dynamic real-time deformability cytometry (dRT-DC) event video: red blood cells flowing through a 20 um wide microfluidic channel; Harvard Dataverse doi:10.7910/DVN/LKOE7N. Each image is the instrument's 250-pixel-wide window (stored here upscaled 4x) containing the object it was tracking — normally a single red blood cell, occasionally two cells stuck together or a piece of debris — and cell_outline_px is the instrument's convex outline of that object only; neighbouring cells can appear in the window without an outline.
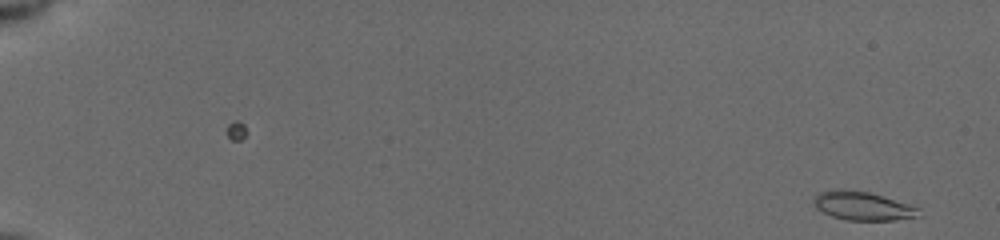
{"species": "common noctule bat (a hibernating species)", "species_latin": "Nyctalus noctula", "temperature_condition": "cold", "stored_images_in_passage": 54, "camera_frame_rate_fps": 3000, "um_per_image_px": 0.085, "animal": {"sex": "female", "body_mass_g": 19.5, "forearm_length_mm": 54.1}, "frame": {"image": 1, "passage_image": 2, "time_ms": 0.333, "image_size_px": [1000, 240], "cell_outline_px": [[924, 216], [896, 220], [848, 220], [832, 216], [816, 208], [812, 204], [812, 196], [820, 192], [832, 188], [844, 188], [868, 192], [920, 208]], "centroid_in_image_um": [73.3, 17.49], "position_along_channel_um": 11.7, "area_um2": 17.86}}
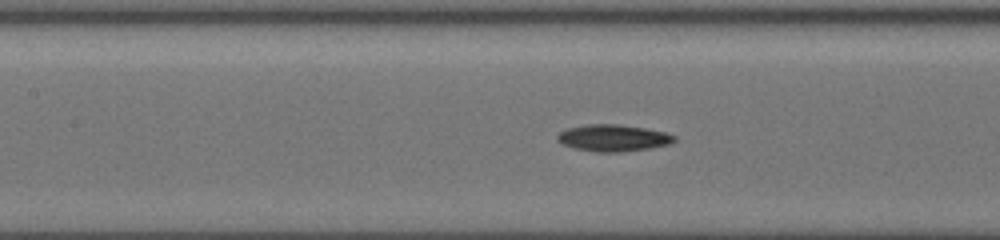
{"frame": {"image": 2, "passage_image": 27, "time_ms": 8.667, "image_size_px": [1000, 240], "cell_outline_px": [[676, 140], [668, 144], [648, 148], [620, 152], [596, 152], [572, 148], [560, 144], [556, 140], [556, 136], [560, 132], [568, 128], [588, 124], [616, 124], [644, 128], [664, 132], [676, 136]], "centroid_in_image_um": [52.06, 11.73], "position_along_channel_um": 155.3, "area_um2": 18.21}}
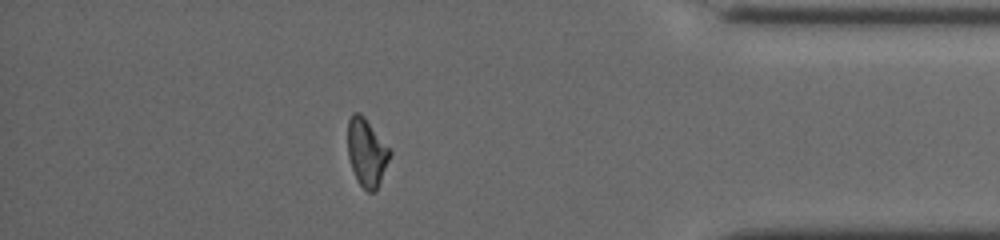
{"frame": {"image": 3, "passage_image": 48, "time_ms": 15.667, "image_size_px": [1000, 240], "cell_outline_px": [[392, 152], [376, 192], [368, 192], [356, 180], [348, 156], [348, 120], [352, 112], [360, 112], [364, 116]], "centroid_in_image_um": [31.16, 12.96], "position_along_channel_um": 404.0, "area_um2": 16.59}, "authors_computed_cell_mechanics": {"area_um2": 17.3111, "velocity_mm_per_s": 3.9391, "shape_relaxation_time_tau1_ms": 7.6913, "shape_relaxation_time_tau2_ms": null, "deformation_change_tau1": 0.1879, "deformation_change_tau2": null}}